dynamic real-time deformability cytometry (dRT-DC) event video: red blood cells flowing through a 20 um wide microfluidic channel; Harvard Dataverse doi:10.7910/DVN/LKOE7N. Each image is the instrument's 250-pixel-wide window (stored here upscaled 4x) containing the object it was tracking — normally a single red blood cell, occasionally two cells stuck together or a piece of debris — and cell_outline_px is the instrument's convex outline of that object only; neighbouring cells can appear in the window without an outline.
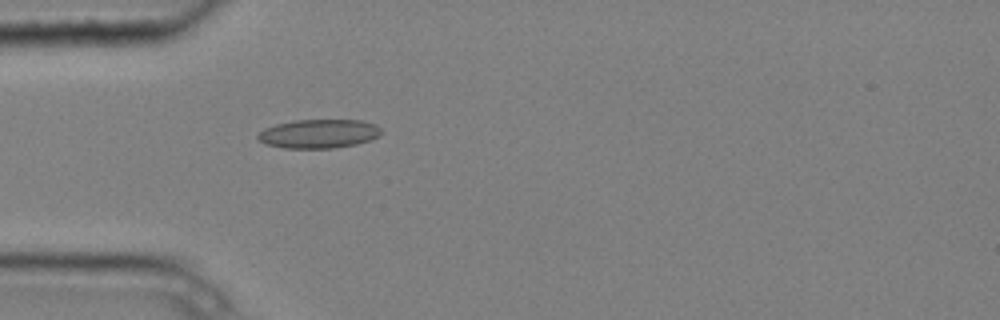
{"species": "common noctule bat (a hibernating species)", "species_latin": "Nyctalus noctula", "temperature_condition": "cold", "stored_images_in_passage": 2, "camera_frame_rate_fps": 3000, "um_per_image_px": 0.085, "animal": {"sex": "male", "body_mass_g": 20.4}, "frame": {"image": 1, "passage_image": 2, "time_ms": 0.333, "image_size_px": [1000, 320], "cell_outline_px": [[380, 136], [372, 140], [356, 144], [336, 148], [284, 148], [268, 144], [260, 140], [256, 136], [264, 128], [276, 124], [296, 120], [360, 120], [376, 124], [380, 128]], "centroid_in_image_um": [27.13, 11.36], "position_along_channel_um": 57.9, "area_um2": 20.75}}